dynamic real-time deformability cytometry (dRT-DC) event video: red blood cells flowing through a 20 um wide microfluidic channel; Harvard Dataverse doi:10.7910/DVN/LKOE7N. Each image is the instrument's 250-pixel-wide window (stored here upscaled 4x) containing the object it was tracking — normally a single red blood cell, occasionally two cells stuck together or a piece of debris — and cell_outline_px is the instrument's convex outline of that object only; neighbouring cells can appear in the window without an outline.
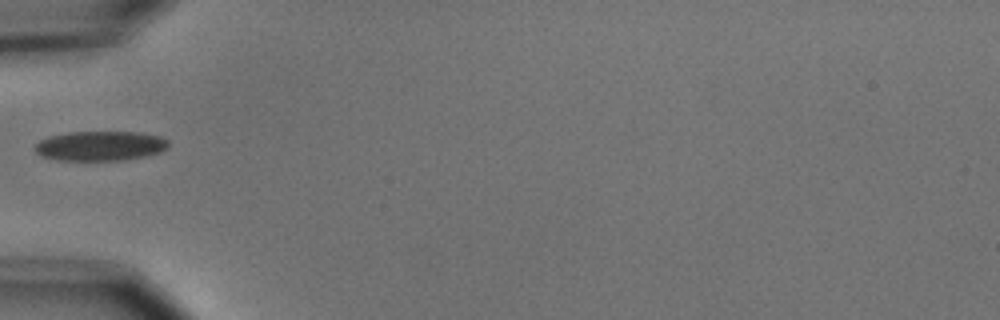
{"species": "common noctule bat (a hibernating species)", "species_latin": "Nyctalus noctula", "temperature_condition": "cold", "stored_images_in_passage": 1, "camera_frame_rate_fps": 3000, "um_per_image_px": 0.085, "animal": {"sex": "male", "body_mass_g": 15.6}, "frame": {"image": 1, "passage_image": 1, "time_ms": 0.0, "image_size_px": [1000, 320], "cell_outline_px": [[168, 144], [160, 152], [148, 156], [124, 160], [60, 160], [40, 156], [32, 148], [40, 140], [48, 136], [68, 132], [140, 132], [160, 136], [168, 140]], "centroid_in_image_um": [8.49, 12.4], "position_along_channel_um": 76.5, "area_um2": 23.24}}